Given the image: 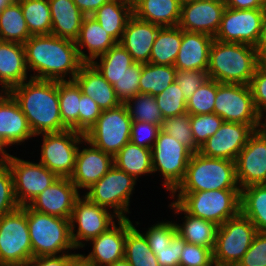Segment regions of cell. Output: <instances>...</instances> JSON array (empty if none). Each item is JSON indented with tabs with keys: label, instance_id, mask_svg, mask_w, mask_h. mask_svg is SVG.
<instances>
[{
	"label": "cell",
	"instance_id": "cell-54",
	"mask_svg": "<svg viewBox=\"0 0 266 266\" xmlns=\"http://www.w3.org/2000/svg\"><path fill=\"white\" fill-rule=\"evenodd\" d=\"M236 266H266V232H257Z\"/></svg>",
	"mask_w": 266,
	"mask_h": 266
},
{
	"label": "cell",
	"instance_id": "cell-67",
	"mask_svg": "<svg viewBox=\"0 0 266 266\" xmlns=\"http://www.w3.org/2000/svg\"><path fill=\"white\" fill-rule=\"evenodd\" d=\"M10 0H0V10L9 2Z\"/></svg>",
	"mask_w": 266,
	"mask_h": 266
},
{
	"label": "cell",
	"instance_id": "cell-5",
	"mask_svg": "<svg viewBox=\"0 0 266 266\" xmlns=\"http://www.w3.org/2000/svg\"><path fill=\"white\" fill-rule=\"evenodd\" d=\"M240 189L235 161L210 158L193 153L183 181L173 192H198L208 190Z\"/></svg>",
	"mask_w": 266,
	"mask_h": 266
},
{
	"label": "cell",
	"instance_id": "cell-36",
	"mask_svg": "<svg viewBox=\"0 0 266 266\" xmlns=\"http://www.w3.org/2000/svg\"><path fill=\"white\" fill-rule=\"evenodd\" d=\"M133 15L132 7L116 0L102 5L91 16L117 42H120L128 19Z\"/></svg>",
	"mask_w": 266,
	"mask_h": 266
},
{
	"label": "cell",
	"instance_id": "cell-20",
	"mask_svg": "<svg viewBox=\"0 0 266 266\" xmlns=\"http://www.w3.org/2000/svg\"><path fill=\"white\" fill-rule=\"evenodd\" d=\"M126 218H119L105 232L90 239L84 246L92 249L79 255L93 266H107L125 257Z\"/></svg>",
	"mask_w": 266,
	"mask_h": 266
},
{
	"label": "cell",
	"instance_id": "cell-65",
	"mask_svg": "<svg viewBox=\"0 0 266 266\" xmlns=\"http://www.w3.org/2000/svg\"><path fill=\"white\" fill-rule=\"evenodd\" d=\"M258 130L266 137V118L262 119L261 125L258 127Z\"/></svg>",
	"mask_w": 266,
	"mask_h": 266
},
{
	"label": "cell",
	"instance_id": "cell-3",
	"mask_svg": "<svg viewBox=\"0 0 266 266\" xmlns=\"http://www.w3.org/2000/svg\"><path fill=\"white\" fill-rule=\"evenodd\" d=\"M257 67L254 46L213 40L207 69L210 79L219 83L249 85Z\"/></svg>",
	"mask_w": 266,
	"mask_h": 266
},
{
	"label": "cell",
	"instance_id": "cell-14",
	"mask_svg": "<svg viewBox=\"0 0 266 266\" xmlns=\"http://www.w3.org/2000/svg\"><path fill=\"white\" fill-rule=\"evenodd\" d=\"M119 217L111 210L81 195L75 202L70 218L71 238L77 251L90 239L110 228Z\"/></svg>",
	"mask_w": 266,
	"mask_h": 266
},
{
	"label": "cell",
	"instance_id": "cell-10",
	"mask_svg": "<svg viewBox=\"0 0 266 266\" xmlns=\"http://www.w3.org/2000/svg\"><path fill=\"white\" fill-rule=\"evenodd\" d=\"M40 145L39 162L59 178H70L73 175L76 154L85 135L67 129L61 132L43 133Z\"/></svg>",
	"mask_w": 266,
	"mask_h": 266
},
{
	"label": "cell",
	"instance_id": "cell-50",
	"mask_svg": "<svg viewBox=\"0 0 266 266\" xmlns=\"http://www.w3.org/2000/svg\"><path fill=\"white\" fill-rule=\"evenodd\" d=\"M213 251L201 245L185 243L179 266H213Z\"/></svg>",
	"mask_w": 266,
	"mask_h": 266
},
{
	"label": "cell",
	"instance_id": "cell-43",
	"mask_svg": "<svg viewBox=\"0 0 266 266\" xmlns=\"http://www.w3.org/2000/svg\"><path fill=\"white\" fill-rule=\"evenodd\" d=\"M218 82L208 78L195 92L187 99V113L190 115H203L214 113L215 97L217 94Z\"/></svg>",
	"mask_w": 266,
	"mask_h": 266
},
{
	"label": "cell",
	"instance_id": "cell-1",
	"mask_svg": "<svg viewBox=\"0 0 266 266\" xmlns=\"http://www.w3.org/2000/svg\"><path fill=\"white\" fill-rule=\"evenodd\" d=\"M23 45L27 69L34 79L73 81L84 64L74 41L53 34L31 36Z\"/></svg>",
	"mask_w": 266,
	"mask_h": 266
},
{
	"label": "cell",
	"instance_id": "cell-60",
	"mask_svg": "<svg viewBox=\"0 0 266 266\" xmlns=\"http://www.w3.org/2000/svg\"><path fill=\"white\" fill-rule=\"evenodd\" d=\"M258 66L266 67V16L263 23L262 32L257 45L255 46Z\"/></svg>",
	"mask_w": 266,
	"mask_h": 266
},
{
	"label": "cell",
	"instance_id": "cell-19",
	"mask_svg": "<svg viewBox=\"0 0 266 266\" xmlns=\"http://www.w3.org/2000/svg\"><path fill=\"white\" fill-rule=\"evenodd\" d=\"M84 144V145H83ZM82 147V148H81ZM114 165V157L84 139L77 151L71 182L80 191L99 181Z\"/></svg>",
	"mask_w": 266,
	"mask_h": 266
},
{
	"label": "cell",
	"instance_id": "cell-42",
	"mask_svg": "<svg viewBox=\"0 0 266 266\" xmlns=\"http://www.w3.org/2000/svg\"><path fill=\"white\" fill-rule=\"evenodd\" d=\"M124 104L132 121H144L162 127L164 120L155 96L139 93Z\"/></svg>",
	"mask_w": 266,
	"mask_h": 266
},
{
	"label": "cell",
	"instance_id": "cell-45",
	"mask_svg": "<svg viewBox=\"0 0 266 266\" xmlns=\"http://www.w3.org/2000/svg\"><path fill=\"white\" fill-rule=\"evenodd\" d=\"M161 129L186 146L192 153L199 152L190 125V114L184 113L163 121Z\"/></svg>",
	"mask_w": 266,
	"mask_h": 266
},
{
	"label": "cell",
	"instance_id": "cell-26",
	"mask_svg": "<svg viewBox=\"0 0 266 266\" xmlns=\"http://www.w3.org/2000/svg\"><path fill=\"white\" fill-rule=\"evenodd\" d=\"M214 37L182 30V43L174 67L177 70H205L209 65V51Z\"/></svg>",
	"mask_w": 266,
	"mask_h": 266
},
{
	"label": "cell",
	"instance_id": "cell-52",
	"mask_svg": "<svg viewBox=\"0 0 266 266\" xmlns=\"http://www.w3.org/2000/svg\"><path fill=\"white\" fill-rule=\"evenodd\" d=\"M208 78V73L205 70H177L175 75V81L186 100L189 99Z\"/></svg>",
	"mask_w": 266,
	"mask_h": 266
},
{
	"label": "cell",
	"instance_id": "cell-34",
	"mask_svg": "<svg viewBox=\"0 0 266 266\" xmlns=\"http://www.w3.org/2000/svg\"><path fill=\"white\" fill-rule=\"evenodd\" d=\"M31 34L18 0H10L0 10V41L24 44Z\"/></svg>",
	"mask_w": 266,
	"mask_h": 266
},
{
	"label": "cell",
	"instance_id": "cell-28",
	"mask_svg": "<svg viewBox=\"0 0 266 266\" xmlns=\"http://www.w3.org/2000/svg\"><path fill=\"white\" fill-rule=\"evenodd\" d=\"M116 43L117 41L101 27L94 17L85 16L79 36L75 41L79 57L84 63H91Z\"/></svg>",
	"mask_w": 266,
	"mask_h": 266
},
{
	"label": "cell",
	"instance_id": "cell-4",
	"mask_svg": "<svg viewBox=\"0 0 266 266\" xmlns=\"http://www.w3.org/2000/svg\"><path fill=\"white\" fill-rule=\"evenodd\" d=\"M169 196L185 212L218 226L240 213L241 189L172 192Z\"/></svg>",
	"mask_w": 266,
	"mask_h": 266
},
{
	"label": "cell",
	"instance_id": "cell-49",
	"mask_svg": "<svg viewBox=\"0 0 266 266\" xmlns=\"http://www.w3.org/2000/svg\"><path fill=\"white\" fill-rule=\"evenodd\" d=\"M19 207L14 194L13 177L9 165L0 163V218Z\"/></svg>",
	"mask_w": 266,
	"mask_h": 266
},
{
	"label": "cell",
	"instance_id": "cell-24",
	"mask_svg": "<svg viewBox=\"0 0 266 266\" xmlns=\"http://www.w3.org/2000/svg\"><path fill=\"white\" fill-rule=\"evenodd\" d=\"M160 28L159 25L132 15L126 23L120 43L136 63H149L151 49Z\"/></svg>",
	"mask_w": 266,
	"mask_h": 266
},
{
	"label": "cell",
	"instance_id": "cell-23",
	"mask_svg": "<svg viewBox=\"0 0 266 266\" xmlns=\"http://www.w3.org/2000/svg\"><path fill=\"white\" fill-rule=\"evenodd\" d=\"M35 139L26 116L9 92L0 93V139L9 148ZM26 141V142H25Z\"/></svg>",
	"mask_w": 266,
	"mask_h": 266
},
{
	"label": "cell",
	"instance_id": "cell-35",
	"mask_svg": "<svg viewBox=\"0 0 266 266\" xmlns=\"http://www.w3.org/2000/svg\"><path fill=\"white\" fill-rule=\"evenodd\" d=\"M135 63L130 53L120 42H117L106 53L91 62L112 86L125 73L127 68Z\"/></svg>",
	"mask_w": 266,
	"mask_h": 266
},
{
	"label": "cell",
	"instance_id": "cell-64",
	"mask_svg": "<svg viewBox=\"0 0 266 266\" xmlns=\"http://www.w3.org/2000/svg\"><path fill=\"white\" fill-rule=\"evenodd\" d=\"M0 266H29V261L20 262V263H5V264H0Z\"/></svg>",
	"mask_w": 266,
	"mask_h": 266
},
{
	"label": "cell",
	"instance_id": "cell-17",
	"mask_svg": "<svg viewBox=\"0 0 266 266\" xmlns=\"http://www.w3.org/2000/svg\"><path fill=\"white\" fill-rule=\"evenodd\" d=\"M236 178L240 189L266 184V137L255 130L235 159Z\"/></svg>",
	"mask_w": 266,
	"mask_h": 266
},
{
	"label": "cell",
	"instance_id": "cell-38",
	"mask_svg": "<svg viewBox=\"0 0 266 266\" xmlns=\"http://www.w3.org/2000/svg\"><path fill=\"white\" fill-rule=\"evenodd\" d=\"M182 43V29L179 26L161 27L151 49L149 63L173 65Z\"/></svg>",
	"mask_w": 266,
	"mask_h": 266
},
{
	"label": "cell",
	"instance_id": "cell-51",
	"mask_svg": "<svg viewBox=\"0 0 266 266\" xmlns=\"http://www.w3.org/2000/svg\"><path fill=\"white\" fill-rule=\"evenodd\" d=\"M161 130V126L148 122L132 121L130 131V142L152 149L158 134Z\"/></svg>",
	"mask_w": 266,
	"mask_h": 266
},
{
	"label": "cell",
	"instance_id": "cell-30",
	"mask_svg": "<svg viewBox=\"0 0 266 266\" xmlns=\"http://www.w3.org/2000/svg\"><path fill=\"white\" fill-rule=\"evenodd\" d=\"M52 20L51 34L76 41L85 15L73 0H48Z\"/></svg>",
	"mask_w": 266,
	"mask_h": 266
},
{
	"label": "cell",
	"instance_id": "cell-6",
	"mask_svg": "<svg viewBox=\"0 0 266 266\" xmlns=\"http://www.w3.org/2000/svg\"><path fill=\"white\" fill-rule=\"evenodd\" d=\"M26 214L33 257L62 255L77 250L71 238L70 219L34 211L28 205Z\"/></svg>",
	"mask_w": 266,
	"mask_h": 266
},
{
	"label": "cell",
	"instance_id": "cell-40",
	"mask_svg": "<svg viewBox=\"0 0 266 266\" xmlns=\"http://www.w3.org/2000/svg\"><path fill=\"white\" fill-rule=\"evenodd\" d=\"M177 69L173 65L142 63L139 80L140 93L156 96L175 81Z\"/></svg>",
	"mask_w": 266,
	"mask_h": 266
},
{
	"label": "cell",
	"instance_id": "cell-21",
	"mask_svg": "<svg viewBox=\"0 0 266 266\" xmlns=\"http://www.w3.org/2000/svg\"><path fill=\"white\" fill-rule=\"evenodd\" d=\"M253 132L249 125L223 122L214 135L200 147L199 153L210 158L235 161Z\"/></svg>",
	"mask_w": 266,
	"mask_h": 266
},
{
	"label": "cell",
	"instance_id": "cell-46",
	"mask_svg": "<svg viewBox=\"0 0 266 266\" xmlns=\"http://www.w3.org/2000/svg\"><path fill=\"white\" fill-rule=\"evenodd\" d=\"M141 231L146 237L151 250H163L171 245L172 238L177 234L175 220L156 221L155 224Z\"/></svg>",
	"mask_w": 266,
	"mask_h": 266
},
{
	"label": "cell",
	"instance_id": "cell-48",
	"mask_svg": "<svg viewBox=\"0 0 266 266\" xmlns=\"http://www.w3.org/2000/svg\"><path fill=\"white\" fill-rule=\"evenodd\" d=\"M142 73V63H135L113 85L117 98L121 103L140 93L139 80Z\"/></svg>",
	"mask_w": 266,
	"mask_h": 266
},
{
	"label": "cell",
	"instance_id": "cell-22",
	"mask_svg": "<svg viewBox=\"0 0 266 266\" xmlns=\"http://www.w3.org/2000/svg\"><path fill=\"white\" fill-rule=\"evenodd\" d=\"M70 178H58L37 195L28 206L34 211L70 219L76 200L82 195Z\"/></svg>",
	"mask_w": 266,
	"mask_h": 266
},
{
	"label": "cell",
	"instance_id": "cell-27",
	"mask_svg": "<svg viewBox=\"0 0 266 266\" xmlns=\"http://www.w3.org/2000/svg\"><path fill=\"white\" fill-rule=\"evenodd\" d=\"M74 81L82 93L92 98L102 110L114 108L121 104L113 86L91 63H84L80 67Z\"/></svg>",
	"mask_w": 266,
	"mask_h": 266
},
{
	"label": "cell",
	"instance_id": "cell-57",
	"mask_svg": "<svg viewBox=\"0 0 266 266\" xmlns=\"http://www.w3.org/2000/svg\"><path fill=\"white\" fill-rule=\"evenodd\" d=\"M75 252L55 256L33 257L29 260V266H70L71 262L79 255V252Z\"/></svg>",
	"mask_w": 266,
	"mask_h": 266
},
{
	"label": "cell",
	"instance_id": "cell-13",
	"mask_svg": "<svg viewBox=\"0 0 266 266\" xmlns=\"http://www.w3.org/2000/svg\"><path fill=\"white\" fill-rule=\"evenodd\" d=\"M32 258L24 205L0 218V264L20 263Z\"/></svg>",
	"mask_w": 266,
	"mask_h": 266
},
{
	"label": "cell",
	"instance_id": "cell-59",
	"mask_svg": "<svg viewBox=\"0 0 266 266\" xmlns=\"http://www.w3.org/2000/svg\"><path fill=\"white\" fill-rule=\"evenodd\" d=\"M75 5L85 16H91L102 5L110 0H73Z\"/></svg>",
	"mask_w": 266,
	"mask_h": 266
},
{
	"label": "cell",
	"instance_id": "cell-66",
	"mask_svg": "<svg viewBox=\"0 0 266 266\" xmlns=\"http://www.w3.org/2000/svg\"><path fill=\"white\" fill-rule=\"evenodd\" d=\"M116 1H119V2H122L124 4H127V5H129L130 7L133 8L138 0H116Z\"/></svg>",
	"mask_w": 266,
	"mask_h": 266
},
{
	"label": "cell",
	"instance_id": "cell-58",
	"mask_svg": "<svg viewBox=\"0 0 266 266\" xmlns=\"http://www.w3.org/2000/svg\"><path fill=\"white\" fill-rule=\"evenodd\" d=\"M232 9H266V0H222Z\"/></svg>",
	"mask_w": 266,
	"mask_h": 266
},
{
	"label": "cell",
	"instance_id": "cell-16",
	"mask_svg": "<svg viewBox=\"0 0 266 266\" xmlns=\"http://www.w3.org/2000/svg\"><path fill=\"white\" fill-rule=\"evenodd\" d=\"M266 9H232L226 7L214 39L222 42L256 46L263 28Z\"/></svg>",
	"mask_w": 266,
	"mask_h": 266
},
{
	"label": "cell",
	"instance_id": "cell-41",
	"mask_svg": "<svg viewBox=\"0 0 266 266\" xmlns=\"http://www.w3.org/2000/svg\"><path fill=\"white\" fill-rule=\"evenodd\" d=\"M31 36L51 34L52 20L48 0H18Z\"/></svg>",
	"mask_w": 266,
	"mask_h": 266
},
{
	"label": "cell",
	"instance_id": "cell-29",
	"mask_svg": "<svg viewBox=\"0 0 266 266\" xmlns=\"http://www.w3.org/2000/svg\"><path fill=\"white\" fill-rule=\"evenodd\" d=\"M171 203V204H170ZM170 208L174 215H184L181 217L182 223L175 221L177 233L188 243L201 245L212 251L215 248L218 225L213 222L194 217L185 212L174 200L170 202ZM174 211V212H173Z\"/></svg>",
	"mask_w": 266,
	"mask_h": 266
},
{
	"label": "cell",
	"instance_id": "cell-56",
	"mask_svg": "<svg viewBox=\"0 0 266 266\" xmlns=\"http://www.w3.org/2000/svg\"><path fill=\"white\" fill-rule=\"evenodd\" d=\"M186 241L177 233L171 240V245L163 250H152L160 266H179L180 255Z\"/></svg>",
	"mask_w": 266,
	"mask_h": 266
},
{
	"label": "cell",
	"instance_id": "cell-32",
	"mask_svg": "<svg viewBox=\"0 0 266 266\" xmlns=\"http://www.w3.org/2000/svg\"><path fill=\"white\" fill-rule=\"evenodd\" d=\"M114 165L133 176L137 181L141 176H153L151 149L128 142L114 156ZM149 174V175H148Z\"/></svg>",
	"mask_w": 266,
	"mask_h": 266
},
{
	"label": "cell",
	"instance_id": "cell-7",
	"mask_svg": "<svg viewBox=\"0 0 266 266\" xmlns=\"http://www.w3.org/2000/svg\"><path fill=\"white\" fill-rule=\"evenodd\" d=\"M137 180L118 169L115 165L96 183L88 188L85 195L91 202L111 210L119 218H130L131 197Z\"/></svg>",
	"mask_w": 266,
	"mask_h": 266
},
{
	"label": "cell",
	"instance_id": "cell-44",
	"mask_svg": "<svg viewBox=\"0 0 266 266\" xmlns=\"http://www.w3.org/2000/svg\"><path fill=\"white\" fill-rule=\"evenodd\" d=\"M163 120L187 113L186 102L180 87L174 81L162 93L155 96Z\"/></svg>",
	"mask_w": 266,
	"mask_h": 266
},
{
	"label": "cell",
	"instance_id": "cell-33",
	"mask_svg": "<svg viewBox=\"0 0 266 266\" xmlns=\"http://www.w3.org/2000/svg\"><path fill=\"white\" fill-rule=\"evenodd\" d=\"M126 218L125 259L131 266H160L141 230L140 221ZM138 225V226H137ZM138 228V229H137Z\"/></svg>",
	"mask_w": 266,
	"mask_h": 266
},
{
	"label": "cell",
	"instance_id": "cell-9",
	"mask_svg": "<svg viewBox=\"0 0 266 266\" xmlns=\"http://www.w3.org/2000/svg\"><path fill=\"white\" fill-rule=\"evenodd\" d=\"M257 233L255 225L241 212L218 226L213 261L217 266H236Z\"/></svg>",
	"mask_w": 266,
	"mask_h": 266
},
{
	"label": "cell",
	"instance_id": "cell-31",
	"mask_svg": "<svg viewBox=\"0 0 266 266\" xmlns=\"http://www.w3.org/2000/svg\"><path fill=\"white\" fill-rule=\"evenodd\" d=\"M180 0H138L132 8L138 19L161 27L178 26L181 17Z\"/></svg>",
	"mask_w": 266,
	"mask_h": 266
},
{
	"label": "cell",
	"instance_id": "cell-11",
	"mask_svg": "<svg viewBox=\"0 0 266 266\" xmlns=\"http://www.w3.org/2000/svg\"><path fill=\"white\" fill-rule=\"evenodd\" d=\"M132 119L124 103L102 110L96 123L84 134L85 139L103 152L115 156L130 142Z\"/></svg>",
	"mask_w": 266,
	"mask_h": 266
},
{
	"label": "cell",
	"instance_id": "cell-68",
	"mask_svg": "<svg viewBox=\"0 0 266 266\" xmlns=\"http://www.w3.org/2000/svg\"><path fill=\"white\" fill-rule=\"evenodd\" d=\"M180 1L183 3V2H186V1H191V0H180Z\"/></svg>",
	"mask_w": 266,
	"mask_h": 266
},
{
	"label": "cell",
	"instance_id": "cell-63",
	"mask_svg": "<svg viewBox=\"0 0 266 266\" xmlns=\"http://www.w3.org/2000/svg\"><path fill=\"white\" fill-rule=\"evenodd\" d=\"M107 266H131V265L125 258H122L120 260L115 261L113 264Z\"/></svg>",
	"mask_w": 266,
	"mask_h": 266
},
{
	"label": "cell",
	"instance_id": "cell-37",
	"mask_svg": "<svg viewBox=\"0 0 266 266\" xmlns=\"http://www.w3.org/2000/svg\"><path fill=\"white\" fill-rule=\"evenodd\" d=\"M240 212L255 225L257 232H266V184L241 189Z\"/></svg>",
	"mask_w": 266,
	"mask_h": 266
},
{
	"label": "cell",
	"instance_id": "cell-2",
	"mask_svg": "<svg viewBox=\"0 0 266 266\" xmlns=\"http://www.w3.org/2000/svg\"><path fill=\"white\" fill-rule=\"evenodd\" d=\"M9 93L20 105L34 136L67 130L60 115L58 81L31 78Z\"/></svg>",
	"mask_w": 266,
	"mask_h": 266
},
{
	"label": "cell",
	"instance_id": "cell-39",
	"mask_svg": "<svg viewBox=\"0 0 266 266\" xmlns=\"http://www.w3.org/2000/svg\"><path fill=\"white\" fill-rule=\"evenodd\" d=\"M81 89L73 81H58L59 109L67 129L79 132V109Z\"/></svg>",
	"mask_w": 266,
	"mask_h": 266
},
{
	"label": "cell",
	"instance_id": "cell-15",
	"mask_svg": "<svg viewBox=\"0 0 266 266\" xmlns=\"http://www.w3.org/2000/svg\"><path fill=\"white\" fill-rule=\"evenodd\" d=\"M13 177L14 194L20 206L28 205L59 177L40 162L11 155L6 162Z\"/></svg>",
	"mask_w": 266,
	"mask_h": 266
},
{
	"label": "cell",
	"instance_id": "cell-18",
	"mask_svg": "<svg viewBox=\"0 0 266 266\" xmlns=\"http://www.w3.org/2000/svg\"><path fill=\"white\" fill-rule=\"evenodd\" d=\"M226 5L222 0H191L181 5L178 26L188 32L217 34Z\"/></svg>",
	"mask_w": 266,
	"mask_h": 266
},
{
	"label": "cell",
	"instance_id": "cell-8",
	"mask_svg": "<svg viewBox=\"0 0 266 266\" xmlns=\"http://www.w3.org/2000/svg\"><path fill=\"white\" fill-rule=\"evenodd\" d=\"M151 151L153 174H161V185L170 195L183 181L193 153L162 129Z\"/></svg>",
	"mask_w": 266,
	"mask_h": 266
},
{
	"label": "cell",
	"instance_id": "cell-55",
	"mask_svg": "<svg viewBox=\"0 0 266 266\" xmlns=\"http://www.w3.org/2000/svg\"><path fill=\"white\" fill-rule=\"evenodd\" d=\"M102 109L97 103L81 91L79 109V132L85 134L97 121Z\"/></svg>",
	"mask_w": 266,
	"mask_h": 266
},
{
	"label": "cell",
	"instance_id": "cell-61",
	"mask_svg": "<svg viewBox=\"0 0 266 266\" xmlns=\"http://www.w3.org/2000/svg\"><path fill=\"white\" fill-rule=\"evenodd\" d=\"M7 147L5 143L0 139V163H6L7 160L10 158L11 154L7 151Z\"/></svg>",
	"mask_w": 266,
	"mask_h": 266
},
{
	"label": "cell",
	"instance_id": "cell-47",
	"mask_svg": "<svg viewBox=\"0 0 266 266\" xmlns=\"http://www.w3.org/2000/svg\"><path fill=\"white\" fill-rule=\"evenodd\" d=\"M224 120L216 115H190V125L195 144L200 148L221 127Z\"/></svg>",
	"mask_w": 266,
	"mask_h": 266
},
{
	"label": "cell",
	"instance_id": "cell-53",
	"mask_svg": "<svg viewBox=\"0 0 266 266\" xmlns=\"http://www.w3.org/2000/svg\"><path fill=\"white\" fill-rule=\"evenodd\" d=\"M249 87L258 114L262 119L266 118V67L256 68Z\"/></svg>",
	"mask_w": 266,
	"mask_h": 266
},
{
	"label": "cell",
	"instance_id": "cell-25",
	"mask_svg": "<svg viewBox=\"0 0 266 266\" xmlns=\"http://www.w3.org/2000/svg\"><path fill=\"white\" fill-rule=\"evenodd\" d=\"M28 72L24 45L0 41V91L9 92L31 79Z\"/></svg>",
	"mask_w": 266,
	"mask_h": 266
},
{
	"label": "cell",
	"instance_id": "cell-62",
	"mask_svg": "<svg viewBox=\"0 0 266 266\" xmlns=\"http://www.w3.org/2000/svg\"><path fill=\"white\" fill-rule=\"evenodd\" d=\"M70 266H93L78 255L70 264Z\"/></svg>",
	"mask_w": 266,
	"mask_h": 266
},
{
	"label": "cell",
	"instance_id": "cell-12",
	"mask_svg": "<svg viewBox=\"0 0 266 266\" xmlns=\"http://www.w3.org/2000/svg\"><path fill=\"white\" fill-rule=\"evenodd\" d=\"M214 113L224 122L246 124L254 131L258 130L262 122L249 85L218 82Z\"/></svg>",
	"mask_w": 266,
	"mask_h": 266
}]
</instances>
